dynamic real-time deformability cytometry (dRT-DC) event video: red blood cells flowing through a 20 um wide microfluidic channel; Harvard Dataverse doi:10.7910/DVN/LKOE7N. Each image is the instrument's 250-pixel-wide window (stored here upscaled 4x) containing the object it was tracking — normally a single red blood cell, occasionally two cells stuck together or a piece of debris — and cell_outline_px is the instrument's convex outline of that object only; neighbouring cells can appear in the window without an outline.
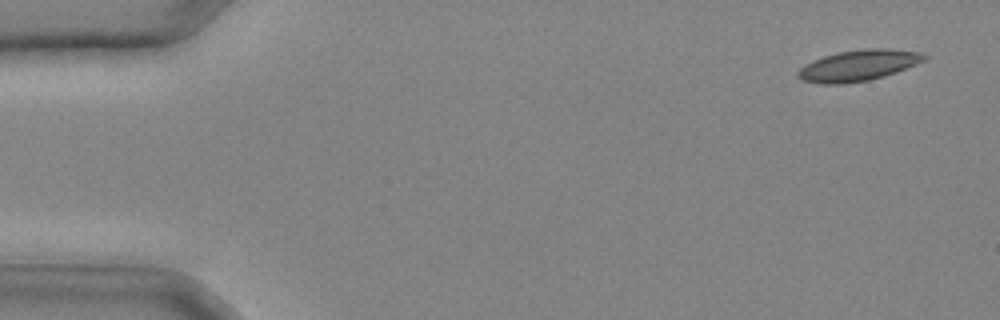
{"species": "common noctule bat (a hibernating species)", "species_latin": "Nyctalus noctula", "temperature_condition": "cold", "stored_images_in_passage": 29, "camera_frame_rate_fps": 3000, "um_per_image_px": 0.085, "animal": {"sex": "male", "body_mass_g": 20.4}, "frame": {"image": 1, "passage_image": 1, "time_ms": 0.0, "image_size_px": [1000, 320], "cell_outline_px": [[928, 56], [924, 60], [916, 64], [896, 72], [884, 76], [868, 80], [844, 84], [820, 84], [804, 80], [796, 76], [796, 72], [800, 68], [824, 56], [840, 52], [868, 48], [888, 48], [920, 52]], "centroid_in_image_um": [72.98, 5.57], "position_along_channel_um": 12.0, "area_um2": 22.54}}
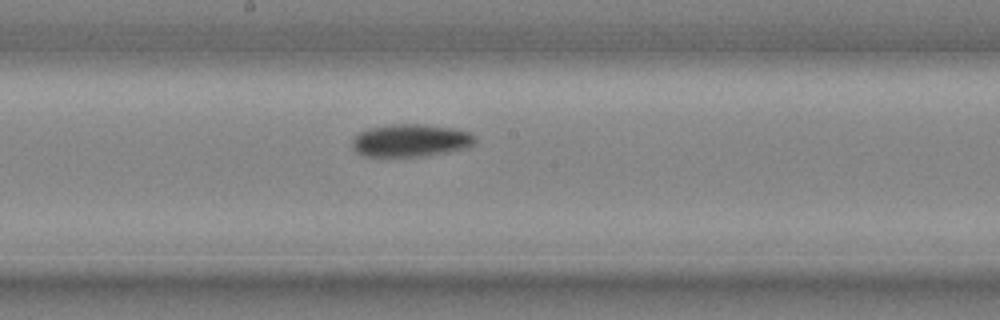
{"frame": {"image": 2, "passage_image": 17, "time_ms": 5.333, "image_size_px": [1000, 320], "cell_outline_px": [[476, 140], [472, 144], [464, 148], [448, 152], [420, 156], [364, 156], [356, 152], [352, 148], [352, 140], [360, 132], [368, 128], [392, 124], [420, 124], [456, 128], [468, 132], [476, 136]], "centroid_in_image_um": [34.89, 11.93], "position_along_channel_um": 213.3, "area_um2": 23.29}}
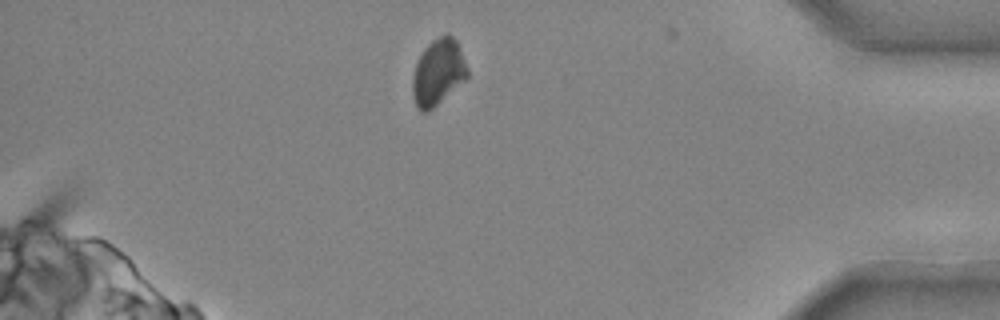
{"frame": {"image": 3, "passage_image": 28, "time_ms": 9.0, "image_size_px": [1000, 320], "cell_outline_px": [[468, 76], [464, 80], [428, 112], [420, 112], [416, 108], [412, 96], [412, 76], [416, 64], [424, 48], [432, 40], [448, 32], [456, 40], [468, 68]], "centroid_in_image_um": [37.21, 6.14], "position_along_channel_um": 398.0, "area_um2": 21.1}}